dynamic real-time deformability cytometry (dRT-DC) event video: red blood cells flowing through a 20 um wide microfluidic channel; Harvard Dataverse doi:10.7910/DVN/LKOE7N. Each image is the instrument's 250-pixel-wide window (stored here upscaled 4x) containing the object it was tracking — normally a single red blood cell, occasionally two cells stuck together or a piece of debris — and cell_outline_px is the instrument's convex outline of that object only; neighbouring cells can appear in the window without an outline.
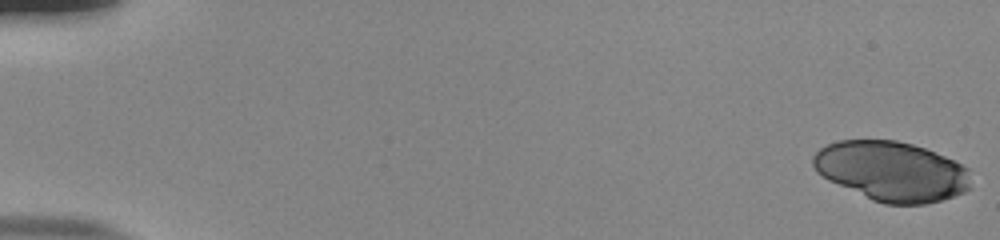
{"species": "human", "species_latin": "Homo sapiens", "temperature_condition": "room temperature", "stored_images_in_passage": 22, "camera_frame_rate_fps": 3000, "um_per_image_px": 0.085, "donor": {"sex": "male"}, "frame": {"image": 1, "passage_image": 1, "time_ms": 0.0, "image_size_px": [1000, 240], "cell_outline_px": [[972, 188], [964, 192], [940, 200], [924, 204], [884, 204], [872, 200], [828, 180], [816, 172], [812, 164], [812, 156], [820, 148], [828, 144], [840, 140], [896, 140], [912, 144], [924, 148], [944, 156], [968, 168]], "centroid_in_image_um": [75.77, 14.55], "position_along_channel_um": 9.2, "area_um2": 54.85}}
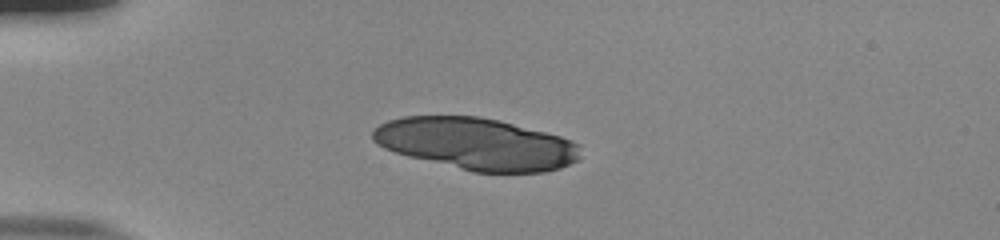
{"frame": {"image": 2, "passage_image": 15, "time_ms": 4.667, "image_size_px": [1000, 240], "cell_outline_px": [[580, 156], [576, 160], [560, 168], [544, 172], [472, 172], [408, 156], [384, 148], [376, 144], [372, 140], [372, 132], [380, 124], [388, 120], [404, 116], [480, 116], [500, 120], [560, 136], [572, 140], [580, 144]], "centroid_in_image_um": [40.48, 12.22], "position_along_channel_um": 44.5, "area_um2": 62.89}}